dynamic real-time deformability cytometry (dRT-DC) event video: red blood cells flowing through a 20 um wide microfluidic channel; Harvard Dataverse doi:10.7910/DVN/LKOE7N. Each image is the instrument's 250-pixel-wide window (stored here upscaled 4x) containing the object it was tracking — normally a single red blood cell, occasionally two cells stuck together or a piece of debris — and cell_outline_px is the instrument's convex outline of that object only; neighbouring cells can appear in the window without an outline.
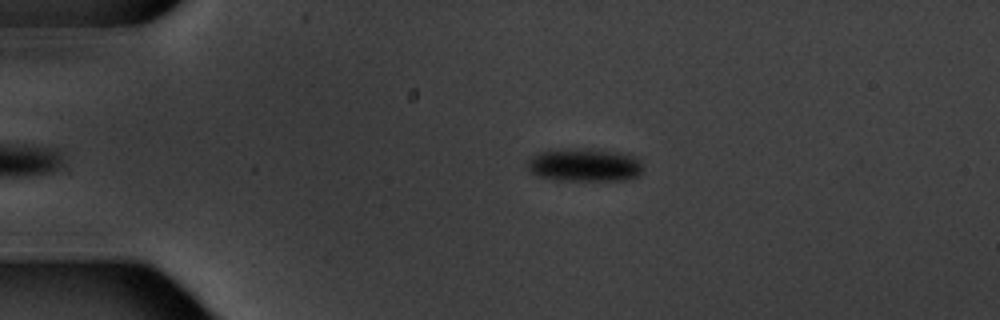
{"species": "common noctule bat (a hibernating species)", "species_latin": "Nyctalus noctula", "temperature_condition": "warm", "stored_images_in_passage": 5, "camera_frame_rate_fps": 3000, "um_per_image_px": 0.085, "animal": {"sex": "male", "body_mass_g": 20.1, "forearm_length_mm": 53.5}, "frame": {"image": 1, "passage_image": 5, "time_ms": 5.667, "image_size_px": [1000, 320], "cell_outline_px": [[640, 172], [636, 176], [624, 180], [564, 180], [540, 176], [532, 172], [528, 168], [528, 160], [536, 152], [564, 148], [600, 148], [620, 152], [636, 156], [640, 160]], "centroid_in_image_um": [49.69, 13.98], "position_along_channel_um": 35.3, "area_um2": 22.43}}